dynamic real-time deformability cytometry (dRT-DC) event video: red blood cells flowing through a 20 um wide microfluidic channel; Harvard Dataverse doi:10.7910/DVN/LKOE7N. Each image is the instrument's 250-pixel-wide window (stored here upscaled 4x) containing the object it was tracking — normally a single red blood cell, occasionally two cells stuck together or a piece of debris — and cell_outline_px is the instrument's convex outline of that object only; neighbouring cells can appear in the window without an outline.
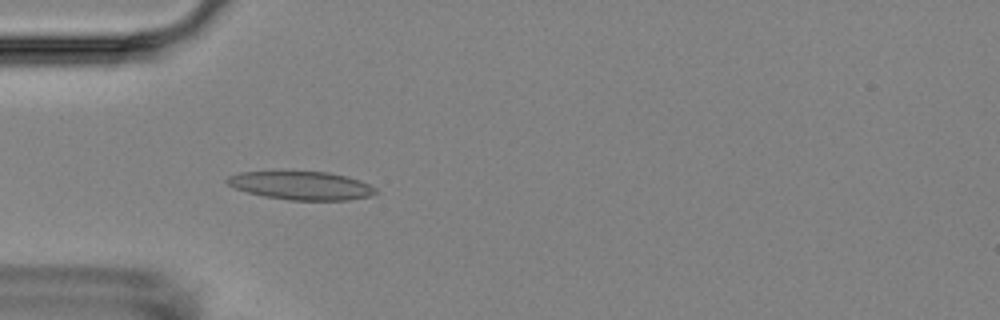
{"species": "Egyptian fruit bat (a non-hibernating species)", "species_latin": "Rousettus aegyptiacus", "temperature_condition": "room temperature", "stored_images_in_passage": 4, "camera_frame_rate_fps": 3000, "um_per_image_px": 0.085, "animal": {"sex": "female"}, "frame": {"image": 1, "passage_image": 4, "time_ms": 4.333, "image_size_px": [1000, 320], "cell_outline_px": [[380, 192], [372, 196], [348, 200], [288, 200], [264, 196], [248, 192], [236, 188], [228, 184], [224, 180], [228, 176], [240, 172], [328, 172], [348, 176], [360, 180], [376, 188]], "centroid_in_image_um": [25.67, 15.78], "position_along_channel_um": 59.3, "area_um2": 24.57}}